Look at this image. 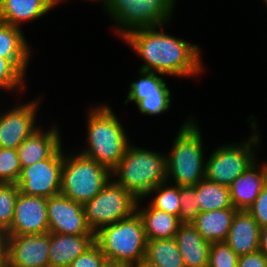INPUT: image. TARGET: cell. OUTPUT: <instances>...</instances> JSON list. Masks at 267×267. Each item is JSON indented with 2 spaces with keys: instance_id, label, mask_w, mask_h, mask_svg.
Listing matches in <instances>:
<instances>
[{
  "instance_id": "6da1fadb",
  "label": "cell",
  "mask_w": 267,
  "mask_h": 267,
  "mask_svg": "<svg viewBox=\"0 0 267 267\" xmlns=\"http://www.w3.org/2000/svg\"><path fill=\"white\" fill-rule=\"evenodd\" d=\"M162 26L130 30L122 39L145 62L139 70L163 76L195 77L203 71L200 48L163 31Z\"/></svg>"
},
{
  "instance_id": "7a4b0ae2",
  "label": "cell",
  "mask_w": 267,
  "mask_h": 267,
  "mask_svg": "<svg viewBox=\"0 0 267 267\" xmlns=\"http://www.w3.org/2000/svg\"><path fill=\"white\" fill-rule=\"evenodd\" d=\"M87 117V147L79 153L112 172L131 144L125 128L105 104L91 108Z\"/></svg>"
},
{
  "instance_id": "3957f363",
  "label": "cell",
  "mask_w": 267,
  "mask_h": 267,
  "mask_svg": "<svg viewBox=\"0 0 267 267\" xmlns=\"http://www.w3.org/2000/svg\"><path fill=\"white\" fill-rule=\"evenodd\" d=\"M112 177L137 199L143 200L152 189L167 181L166 155L130 144L112 171Z\"/></svg>"
},
{
  "instance_id": "277c9868",
  "label": "cell",
  "mask_w": 267,
  "mask_h": 267,
  "mask_svg": "<svg viewBox=\"0 0 267 267\" xmlns=\"http://www.w3.org/2000/svg\"><path fill=\"white\" fill-rule=\"evenodd\" d=\"M191 119V120H190ZM194 118H188L179 129L166 155L167 181L177 186H195L205 178L202 135Z\"/></svg>"
},
{
  "instance_id": "5b68a950",
  "label": "cell",
  "mask_w": 267,
  "mask_h": 267,
  "mask_svg": "<svg viewBox=\"0 0 267 267\" xmlns=\"http://www.w3.org/2000/svg\"><path fill=\"white\" fill-rule=\"evenodd\" d=\"M95 243L107 261L133 265L145 259L147 238L141 217L135 212L129 218L100 228Z\"/></svg>"
},
{
  "instance_id": "8992f818",
  "label": "cell",
  "mask_w": 267,
  "mask_h": 267,
  "mask_svg": "<svg viewBox=\"0 0 267 267\" xmlns=\"http://www.w3.org/2000/svg\"><path fill=\"white\" fill-rule=\"evenodd\" d=\"M67 155H63L60 193L84 204L93 199L112 179V172L79 151Z\"/></svg>"
},
{
  "instance_id": "52a82bcc",
  "label": "cell",
  "mask_w": 267,
  "mask_h": 267,
  "mask_svg": "<svg viewBox=\"0 0 267 267\" xmlns=\"http://www.w3.org/2000/svg\"><path fill=\"white\" fill-rule=\"evenodd\" d=\"M175 4L176 0H107L104 8L122 38L136 28L164 26L171 20Z\"/></svg>"
},
{
  "instance_id": "ba28073f",
  "label": "cell",
  "mask_w": 267,
  "mask_h": 267,
  "mask_svg": "<svg viewBox=\"0 0 267 267\" xmlns=\"http://www.w3.org/2000/svg\"><path fill=\"white\" fill-rule=\"evenodd\" d=\"M250 120H252L251 123ZM248 123L253 129L252 136H249L248 140L236 145L224 144L212 151L205 162V179L229 187L238 176L257 161L256 145L259 146L260 143L259 133L256 132L258 124L254 116L248 118Z\"/></svg>"
},
{
  "instance_id": "9c48e42d",
  "label": "cell",
  "mask_w": 267,
  "mask_h": 267,
  "mask_svg": "<svg viewBox=\"0 0 267 267\" xmlns=\"http://www.w3.org/2000/svg\"><path fill=\"white\" fill-rule=\"evenodd\" d=\"M138 199L115 180L83 204L86 222L93 233L109 224L129 218L136 212Z\"/></svg>"
},
{
  "instance_id": "30bf717a",
  "label": "cell",
  "mask_w": 267,
  "mask_h": 267,
  "mask_svg": "<svg viewBox=\"0 0 267 267\" xmlns=\"http://www.w3.org/2000/svg\"><path fill=\"white\" fill-rule=\"evenodd\" d=\"M63 149L60 146L49 158L23 167L16 185L29 196L50 198L61 192Z\"/></svg>"
},
{
  "instance_id": "8fae6325",
  "label": "cell",
  "mask_w": 267,
  "mask_h": 267,
  "mask_svg": "<svg viewBox=\"0 0 267 267\" xmlns=\"http://www.w3.org/2000/svg\"><path fill=\"white\" fill-rule=\"evenodd\" d=\"M49 232L69 235H95L86 222L83 204L59 193L47 198Z\"/></svg>"
},
{
  "instance_id": "7c38bea8",
  "label": "cell",
  "mask_w": 267,
  "mask_h": 267,
  "mask_svg": "<svg viewBox=\"0 0 267 267\" xmlns=\"http://www.w3.org/2000/svg\"><path fill=\"white\" fill-rule=\"evenodd\" d=\"M40 100L13 106L0 114V148L17 149L40 126L36 116Z\"/></svg>"
},
{
  "instance_id": "4fadbf2b",
  "label": "cell",
  "mask_w": 267,
  "mask_h": 267,
  "mask_svg": "<svg viewBox=\"0 0 267 267\" xmlns=\"http://www.w3.org/2000/svg\"><path fill=\"white\" fill-rule=\"evenodd\" d=\"M49 232L47 198L19 192L8 235L43 234Z\"/></svg>"
},
{
  "instance_id": "5bb4252c",
  "label": "cell",
  "mask_w": 267,
  "mask_h": 267,
  "mask_svg": "<svg viewBox=\"0 0 267 267\" xmlns=\"http://www.w3.org/2000/svg\"><path fill=\"white\" fill-rule=\"evenodd\" d=\"M8 236V264L10 266L49 267L50 232Z\"/></svg>"
},
{
  "instance_id": "9a60e30c",
  "label": "cell",
  "mask_w": 267,
  "mask_h": 267,
  "mask_svg": "<svg viewBox=\"0 0 267 267\" xmlns=\"http://www.w3.org/2000/svg\"><path fill=\"white\" fill-rule=\"evenodd\" d=\"M266 185L267 163L259 167L255 161L229 186L233 207L237 210H247Z\"/></svg>"
},
{
  "instance_id": "2e32d148",
  "label": "cell",
  "mask_w": 267,
  "mask_h": 267,
  "mask_svg": "<svg viewBox=\"0 0 267 267\" xmlns=\"http://www.w3.org/2000/svg\"><path fill=\"white\" fill-rule=\"evenodd\" d=\"M260 231L248 210H237L225 242L239 257L254 253L259 251Z\"/></svg>"
},
{
  "instance_id": "e0dca14e",
  "label": "cell",
  "mask_w": 267,
  "mask_h": 267,
  "mask_svg": "<svg viewBox=\"0 0 267 267\" xmlns=\"http://www.w3.org/2000/svg\"><path fill=\"white\" fill-rule=\"evenodd\" d=\"M60 130L56 125L44 131L41 126L17 148L21 168L49 158L61 145Z\"/></svg>"
},
{
  "instance_id": "ac0fdd59",
  "label": "cell",
  "mask_w": 267,
  "mask_h": 267,
  "mask_svg": "<svg viewBox=\"0 0 267 267\" xmlns=\"http://www.w3.org/2000/svg\"><path fill=\"white\" fill-rule=\"evenodd\" d=\"M95 243V235H69L50 232L49 267H69Z\"/></svg>"
},
{
  "instance_id": "d6986e66",
  "label": "cell",
  "mask_w": 267,
  "mask_h": 267,
  "mask_svg": "<svg viewBox=\"0 0 267 267\" xmlns=\"http://www.w3.org/2000/svg\"><path fill=\"white\" fill-rule=\"evenodd\" d=\"M174 238L185 267H208L211 242L192 223L181 224Z\"/></svg>"
},
{
  "instance_id": "ffe728a7",
  "label": "cell",
  "mask_w": 267,
  "mask_h": 267,
  "mask_svg": "<svg viewBox=\"0 0 267 267\" xmlns=\"http://www.w3.org/2000/svg\"><path fill=\"white\" fill-rule=\"evenodd\" d=\"M54 7L53 0H0V20L21 29V23L39 19Z\"/></svg>"
},
{
  "instance_id": "44dd1931",
  "label": "cell",
  "mask_w": 267,
  "mask_h": 267,
  "mask_svg": "<svg viewBox=\"0 0 267 267\" xmlns=\"http://www.w3.org/2000/svg\"><path fill=\"white\" fill-rule=\"evenodd\" d=\"M29 46L22 29L0 20V57L10 60L24 75L30 61Z\"/></svg>"
},
{
  "instance_id": "7402d4cb",
  "label": "cell",
  "mask_w": 267,
  "mask_h": 267,
  "mask_svg": "<svg viewBox=\"0 0 267 267\" xmlns=\"http://www.w3.org/2000/svg\"><path fill=\"white\" fill-rule=\"evenodd\" d=\"M141 199H138L136 212L141 217L147 240L174 238L179 226V217L153 208L150 204L139 207Z\"/></svg>"
},
{
  "instance_id": "603a6c76",
  "label": "cell",
  "mask_w": 267,
  "mask_h": 267,
  "mask_svg": "<svg viewBox=\"0 0 267 267\" xmlns=\"http://www.w3.org/2000/svg\"><path fill=\"white\" fill-rule=\"evenodd\" d=\"M236 208L200 212L192 223L198 233L209 242H225Z\"/></svg>"
},
{
  "instance_id": "cb8c5ba5",
  "label": "cell",
  "mask_w": 267,
  "mask_h": 267,
  "mask_svg": "<svg viewBox=\"0 0 267 267\" xmlns=\"http://www.w3.org/2000/svg\"><path fill=\"white\" fill-rule=\"evenodd\" d=\"M195 186L201 212L234 208L228 186L208 181L205 178Z\"/></svg>"
},
{
  "instance_id": "d4e9b609",
  "label": "cell",
  "mask_w": 267,
  "mask_h": 267,
  "mask_svg": "<svg viewBox=\"0 0 267 267\" xmlns=\"http://www.w3.org/2000/svg\"><path fill=\"white\" fill-rule=\"evenodd\" d=\"M145 259L157 267H185L175 238L147 240Z\"/></svg>"
},
{
  "instance_id": "484cf974",
  "label": "cell",
  "mask_w": 267,
  "mask_h": 267,
  "mask_svg": "<svg viewBox=\"0 0 267 267\" xmlns=\"http://www.w3.org/2000/svg\"><path fill=\"white\" fill-rule=\"evenodd\" d=\"M137 81L130 83L127 99L124 104L134 102L135 104L143 100V96L158 94H171L168 85L161 77L163 74L138 70ZM158 74V75H157ZM161 75V76H160Z\"/></svg>"
},
{
  "instance_id": "4316f807",
  "label": "cell",
  "mask_w": 267,
  "mask_h": 267,
  "mask_svg": "<svg viewBox=\"0 0 267 267\" xmlns=\"http://www.w3.org/2000/svg\"><path fill=\"white\" fill-rule=\"evenodd\" d=\"M167 183L168 181L159 184L146 197L153 194L155 197L150 202L153 208L179 217L181 209L179 186L172 184L170 186Z\"/></svg>"
},
{
  "instance_id": "83f0119b",
  "label": "cell",
  "mask_w": 267,
  "mask_h": 267,
  "mask_svg": "<svg viewBox=\"0 0 267 267\" xmlns=\"http://www.w3.org/2000/svg\"><path fill=\"white\" fill-rule=\"evenodd\" d=\"M18 194L19 187L16 184L0 183V230L7 231L10 228Z\"/></svg>"
},
{
  "instance_id": "f1b7e54d",
  "label": "cell",
  "mask_w": 267,
  "mask_h": 267,
  "mask_svg": "<svg viewBox=\"0 0 267 267\" xmlns=\"http://www.w3.org/2000/svg\"><path fill=\"white\" fill-rule=\"evenodd\" d=\"M21 169L17 149L0 148V183L16 184Z\"/></svg>"
},
{
  "instance_id": "f546056e",
  "label": "cell",
  "mask_w": 267,
  "mask_h": 267,
  "mask_svg": "<svg viewBox=\"0 0 267 267\" xmlns=\"http://www.w3.org/2000/svg\"><path fill=\"white\" fill-rule=\"evenodd\" d=\"M179 196L181 201L180 223H193L201 212L197 201L196 186H179Z\"/></svg>"
},
{
  "instance_id": "4dcf8cb0",
  "label": "cell",
  "mask_w": 267,
  "mask_h": 267,
  "mask_svg": "<svg viewBox=\"0 0 267 267\" xmlns=\"http://www.w3.org/2000/svg\"><path fill=\"white\" fill-rule=\"evenodd\" d=\"M24 75L10 60L0 57V89L6 91L26 88Z\"/></svg>"
},
{
  "instance_id": "1f68e13d",
  "label": "cell",
  "mask_w": 267,
  "mask_h": 267,
  "mask_svg": "<svg viewBox=\"0 0 267 267\" xmlns=\"http://www.w3.org/2000/svg\"><path fill=\"white\" fill-rule=\"evenodd\" d=\"M238 258L226 242H212L208 267H237Z\"/></svg>"
},
{
  "instance_id": "d6a6232c",
  "label": "cell",
  "mask_w": 267,
  "mask_h": 267,
  "mask_svg": "<svg viewBox=\"0 0 267 267\" xmlns=\"http://www.w3.org/2000/svg\"><path fill=\"white\" fill-rule=\"evenodd\" d=\"M172 94H158L151 96H143V100L136 103L141 114L158 115L166 112L171 107Z\"/></svg>"
},
{
  "instance_id": "836d02e7",
  "label": "cell",
  "mask_w": 267,
  "mask_h": 267,
  "mask_svg": "<svg viewBox=\"0 0 267 267\" xmlns=\"http://www.w3.org/2000/svg\"><path fill=\"white\" fill-rule=\"evenodd\" d=\"M106 261L101 249L94 243L88 250L75 258L69 267H102Z\"/></svg>"
},
{
  "instance_id": "e575fe53",
  "label": "cell",
  "mask_w": 267,
  "mask_h": 267,
  "mask_svg": "<svg viewBox=\"0 0 267 267\" xmlns=\"http://www.w3.org/2000/svg\"><path fill=\"white\" fill-rule=\"evenodd\" d=\"M247 210L254 217L260 228L267 226V185Z\"/></svg>"
},
{
  "instance_id": "d590c367",
  "label": "cell",
  "mask_w": 267,
  "mask_h": 267,
  "mask_svg": "<svg viewBox=\"0 0 267 267\" xmlns=\"http://www.w3.org/2000/svg\"><path fill=\"white\" fill-rule=\"evenodd\" d=\"M237 267H267V256L260 250L240 256Z\"/></svg>"
},
{
  "instance_id": "8d00e7d4",
  "label": "cell",
  "mask_w": 267,
  "mask_h": 267,
  "mask_svg": "<svg viewBox=\"0 0 267 267\" xmlns=\"http://www.w3.org/2000/svg\"><path fill=\"white\" fill-rule=\"evenodd\" d=\"M8 239L6 231H0V267L8 264Z\"/></svg>"
},
{
  "instance_id": "74e56055",
  "label": "cell",
  "mask_w": 267,
  "mask_h": 267,
  "mask_svg": "<svg viewBox=\"0 0 267 267\" xmlns=\"http://www.w3.org/2000/svg\"><path fill=\"white\" fill-rule=\"evenodd\" d=\"M259 250L267 256V226L261 228Z\"/></svg>"
},
{
  "instance_id": "f35d334b",
  "label": "cell",
  "mask_w": 267,
  "mask_h": 267,
  "mask_svg": "<svg viewBox=\"0 0 267 267\" xmlns=\"http://www.w3.org/2000/svg\"><path fill=\"white\" fill-rule=\"evenodd\" d=\"M130 267H157V266L148 262L146 259H143L133 265H130Z\"/></svg>"
},
{
  "instance_id": "ab89813d",
  "label": "cell",
  "mask_w": 267,
  "mask_h": 267,
  "mask_svg": "<svg viewBox=\"0 0 267 267\" xmlns=\"http://www.w3.org/2000/svg\"><path fill=\"white\" fill-rule=\"evenodd\" d=\"M102 267H130V265L125 263L106 261Z\"/></svg>"
},
{
  "instance_id": "60d3db41",
  "label": "cell",
  "mask_w": 267,
  "mask_h": 267,
  "mask_svg": "<svg viewBox=\"0 0 267 267\" xmlns=\"http://www.w3.org/2000/svg\"><path fill=\"white\" fill-rule=\"evenodd\" d=\"M54 1V5L57 6V5H61L60 3H62V1L64 2V0H53ZM90 1V0H88ZM91 1H94V0H91ZM95 1H100L103 5V7H105V4H106V0H95Z\"/></svg>"
}]
</instances>
